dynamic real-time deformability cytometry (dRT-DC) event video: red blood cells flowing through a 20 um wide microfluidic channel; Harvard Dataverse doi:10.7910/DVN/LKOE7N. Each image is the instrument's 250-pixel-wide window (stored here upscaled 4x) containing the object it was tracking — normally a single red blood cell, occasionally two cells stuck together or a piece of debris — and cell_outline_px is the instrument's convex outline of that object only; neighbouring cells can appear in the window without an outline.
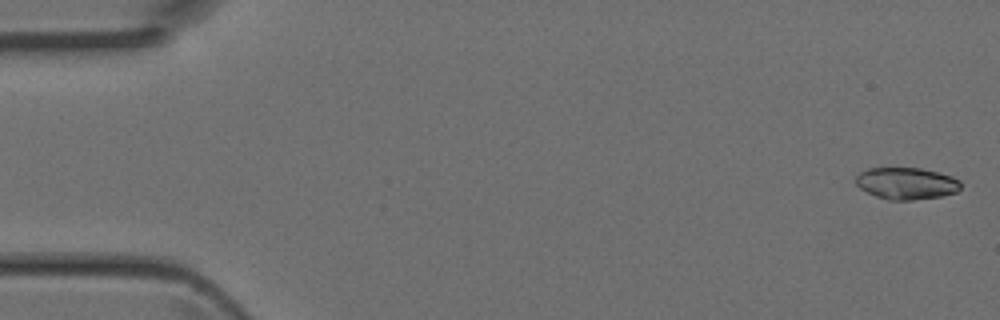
{"species": "Egyptian fruit bat (a non-hibernating species)", "species_latin": "Rousettus aegyptiacus", "temperature_condition": "room temperature", "stored_images_in_passage": 5, "camera_frame_rate_fps": 3000, "um_per_image_px": 0.085, "animal": {"sex": "female"}, "frame": {"image": 1, "passage_image": 1, "time_ms": 0.0, "image_size_px": [1000, 320], "cell_outline_px": [[960, 188], [956, 192], [940, 196], [912, 200], [888, 200], [876, 196], [860, 188], [856, 184], [856, 176], [860, 172], [868, 168], [920, 168], [940, 172], [952, 176], [960, 180]], "centroid_in_image_um": [77.05, 15.58], "position_along_channel_um": 8.0, "area_um2": 19.48}}